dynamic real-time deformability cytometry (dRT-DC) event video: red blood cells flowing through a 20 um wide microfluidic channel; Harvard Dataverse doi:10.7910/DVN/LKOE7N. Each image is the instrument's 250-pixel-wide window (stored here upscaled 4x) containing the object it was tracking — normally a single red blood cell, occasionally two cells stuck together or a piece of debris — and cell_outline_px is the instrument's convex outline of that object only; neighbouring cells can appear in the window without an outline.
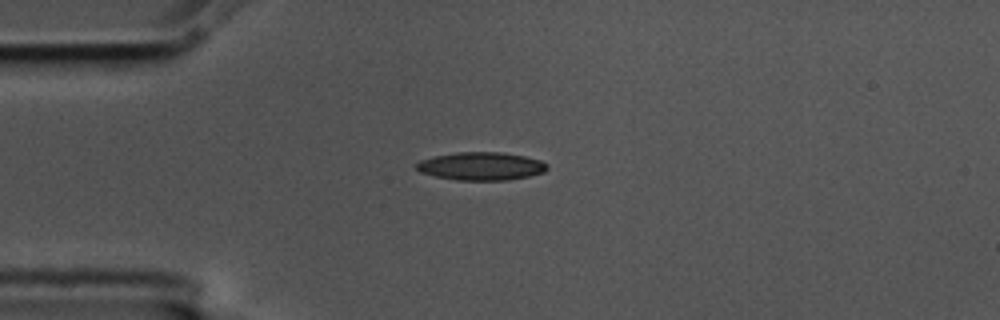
{"species": "common noctule bat (a hibernating species)", "species_latin": "Nyctalus noctula", "temperature_condition": "cold", "stored_images_in_passage": 43, "camera_frame_rate_fps": 3000, "um_per_image_px": 0.085, "animal": {"sex": "male", "body_mass_g": 17.5, "forearm_length_mm": 52.3}, "frame": {"image": 1, "passage_image": 1, "time_ms": 0.0, "image_size_px": [1000, 320], "cell_outline_px": [[548, 168], [544, 172], [528, 176], [508, 180], [456, 180], [436, 176], [420, 172], [416, 168], [416, 164], [420, 160], [436, 156], [456, 152], [504, 152], [524, 156], [540, 160], [548, 164]], "centroid_in_image_um": [40.92, 14.12], "position_along_channel_um": 44.1, "area_um2": 21.33}}
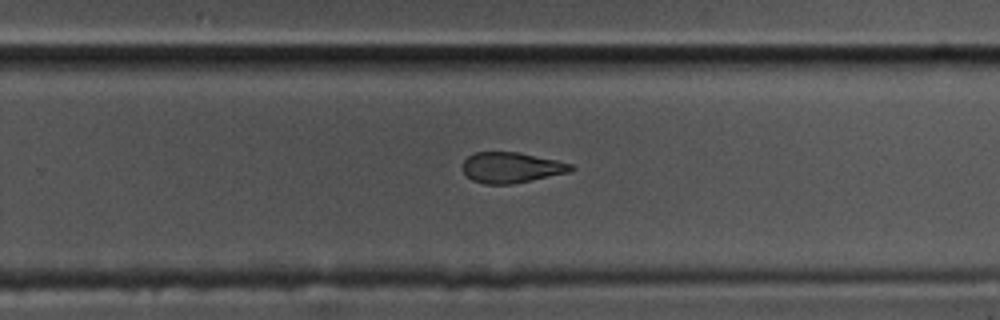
{"frame": {"image": 2, "passage_image": 23, "time_ms": 7.333, "image_size_px": [1000, 320], "cell_outline_px": [[576, 168], [572, 172], [512, 184], [484, 184], [472, 180], [464, 172], [464, 160], [468, 156], [476, 152], [520, 152], [556, 160], [572, 164]], "centroid_in_image_um": [43.51, 14.24], "position_along_channel_um": 286.3, "area_um2": 19.36}}
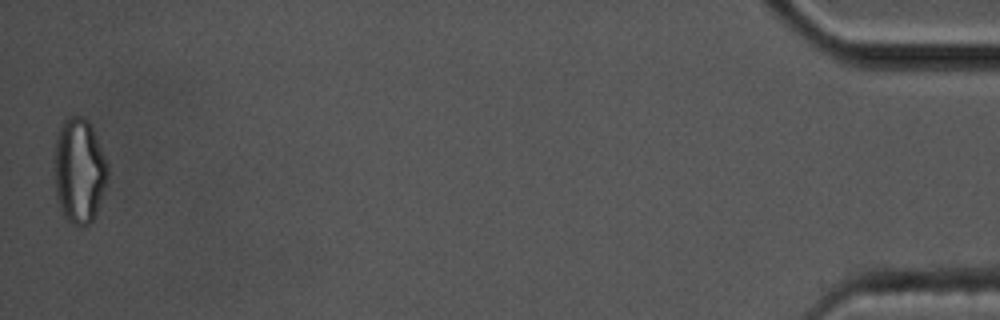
{"frame": {"image": 3, "passage_image": 43, "time_ms": 14.0, "image_size_px": [1000, 320], "cell_outline_px": [[108, 176], [92, 220], [88, 224], [72, 224], [64, 216], [56, 196], [52, 164], [52, 152], [56, 136], [64, 120], [72, 116], [80, 116], [88, 120], [92, 128], [108, 164]], "centroid_in_image_um": [6.67, 14.46], "position_along_channel_um": 428.5, "area_um2": 32.66}, "authors_computed_cell_mechanics": {"area_um2": 21.0392, "velocity_mm_per_s": 3.5473, "shape_relaxation_time_tau1_ms": 10.1713, "shape_relaxation_time_tau2_ms": 4.9606, "deformation_change_tau1": 0.2131, "deformation_change_tau2": 0.135}}